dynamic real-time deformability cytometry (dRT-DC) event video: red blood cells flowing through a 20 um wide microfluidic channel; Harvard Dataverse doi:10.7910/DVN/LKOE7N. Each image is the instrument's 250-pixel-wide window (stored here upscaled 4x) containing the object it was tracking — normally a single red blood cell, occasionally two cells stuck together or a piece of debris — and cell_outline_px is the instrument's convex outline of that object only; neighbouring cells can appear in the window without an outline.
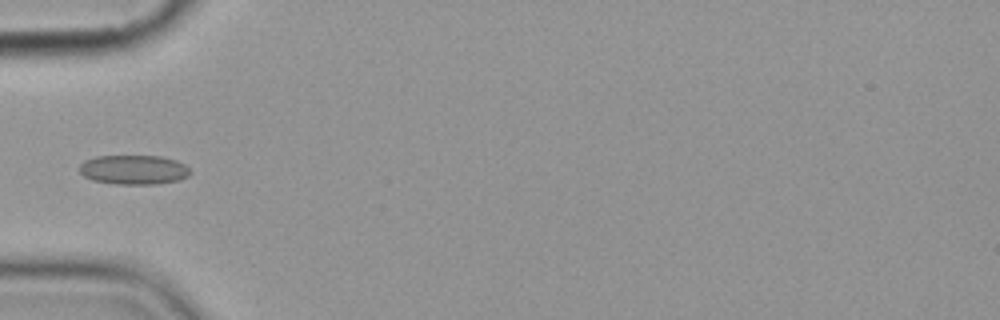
{"species": "common noctule bat (a hibernating species)", "species_latin": "Nyctalus noctula", "temperature_condition": "cold", "stored_images_in_passage": 7, "camera_frame_rate_fps": 3000, "um_per_image_px": 0.085, "animal": {"sex": "female", "body_mass_g": 19.9}, "frame": {"image": 1, "passage_image": 5, "time_ms": 5.667, "image_size_px": [1000, 320], "cell_outline_px": [[192, 172], [188, 176], [176, 180], [156, 184], [116, 184], [92, 180], [84, 176], [80, 172], [80, 164], [84, 160], [96, 156], [160, 156], [176, 160], [184, 164]], "centroid_in_image_um": [11.35, 14.42], "position_along_channel_um": 73.6, "area_um2": 18.96}}
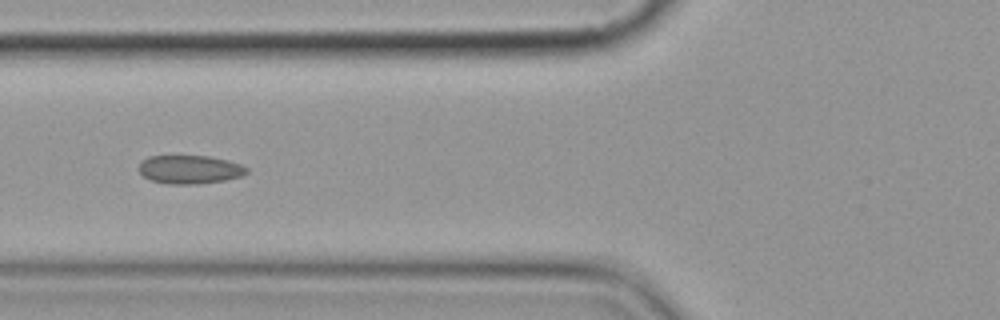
{"frame": {"image": 2, "passage_image": 6, "time_ms": 6.667, "image_size_px": [1000, 320], "cell_outline_px": [[248, 172], [244, 176], [224, 180], [196, 184], [168, 184], [152, 180], [144, 176], [136, 168], [148, 156], [208, 156], [228, 160], [240, 164], [248, 168]], "centroid_in_image_um": [16.15, 14.4], "position_along_channel_um": 109.7, "area_um2": 17.92}}
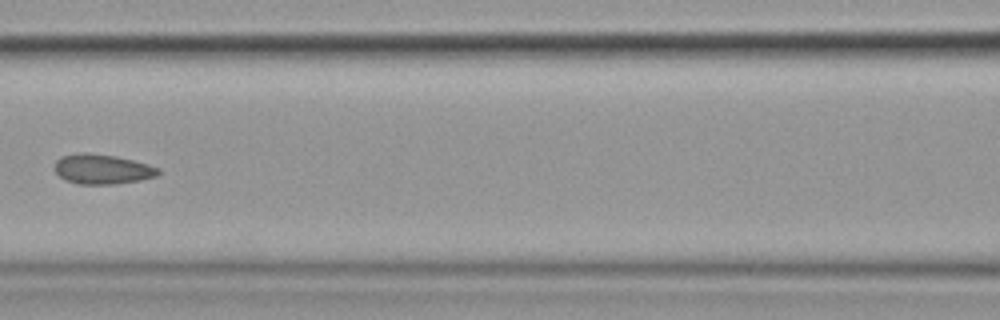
{"frame": {"image": 3, "passage_image": 7, "time_ms": 8.0, "image_size_px": [1000, 320], "cell_outline_px": [[160, 172], [156, 176], [140, 180], [112, 184], [76, 184], [64, 180], [52, 168], [56, 160], [60, 156], [80, 152], [88, 152], [116, 156], [148, 164], [160, 168]], "centroid_in_image_um": [8.64, 14.37], "position_along_channel_um": 158.0, "area_um2": 18.26}}